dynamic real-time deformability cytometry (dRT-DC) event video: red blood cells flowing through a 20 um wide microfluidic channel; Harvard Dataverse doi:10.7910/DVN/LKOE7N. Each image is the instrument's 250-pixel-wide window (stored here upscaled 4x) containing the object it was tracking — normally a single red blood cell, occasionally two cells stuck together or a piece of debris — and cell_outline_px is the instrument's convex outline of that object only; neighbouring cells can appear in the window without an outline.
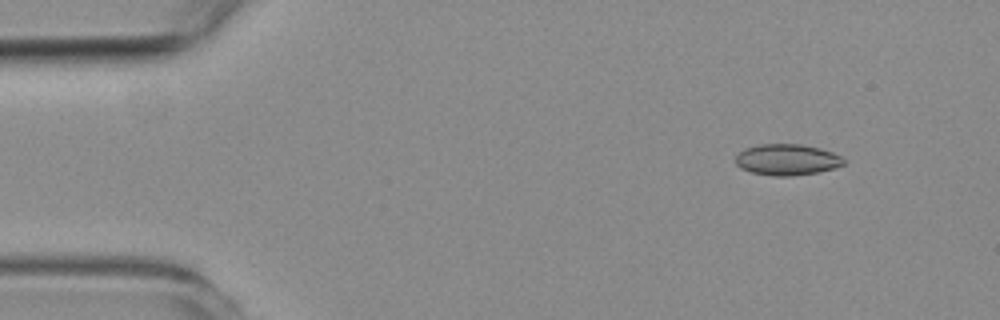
{"species": "common noctule bat (a hibernating species)", "species_latin": "Nyctalus noctula", "temperature_condition": "room temperature", "stored_images_in_passage": 56, "camera_frame_rate_fps": 3000, "um_per_image_px": 0.085, "animal": {"sex": "female", "body_mass_g": 19.3, "forearm_length_mm": 54.1}, "frame": {"image": 1, "passage_image": 6, "time_ms": 1.667, "image_size_px": [1000, 320], "cell_outline_px": [[844, 164], [832, 168], [816, 172], [792, 176], [772, 176], [752, 172], [740, 168], [736, 164], [736, 156], [744, 148], [760, 144], [800, 144], [820, 148], [832, 152], [840, 156], [844, 160]], "centroid_in_image_um": [66.86, 13.57], "position_along_channel_um": 18.1, "area_um2": 19.48}}
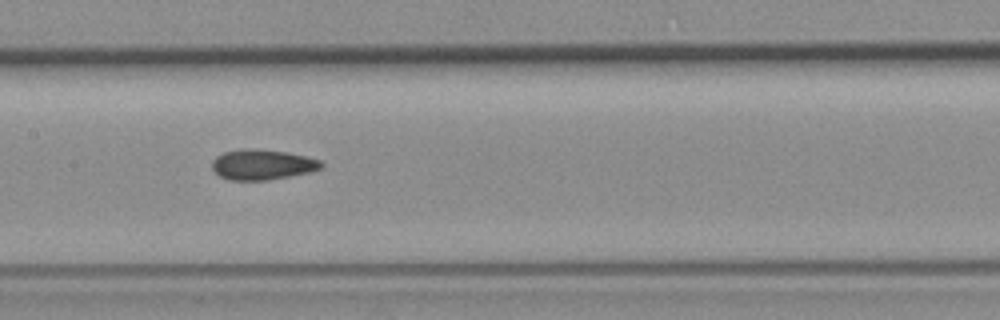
{"frame": {"image": 2, "passage_image": 27, "time_ms": 8.667, "image_size_px": [1000, 320], "cell_outline_px": [[324, 164], [320, 168], [308, 172], [268, 180], [228, 180], [220, 176], [212, 168], [212, 160], [216, 156], [224, 152], [240, 148], [248, 148], [284, 152], [304, 156], [320, 160]], "centroid_in_image_um": [22.24, 13.99], "position_along_channel_um": 185.2, "area_um2": 19.07}}
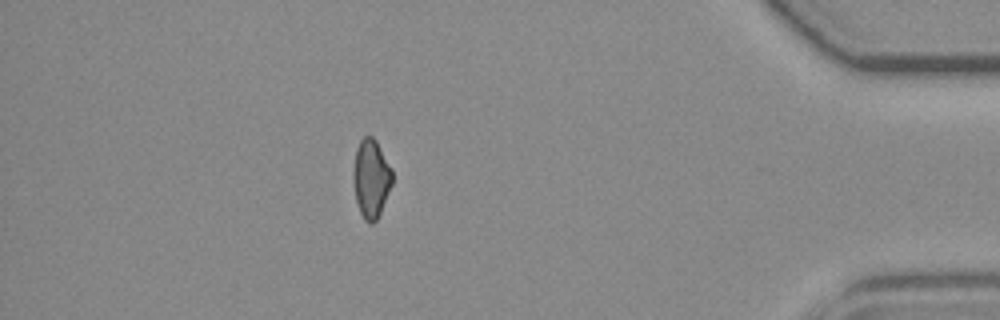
{"frame": {"image": 3, "passage_image": 49, "time_ms": 16.0, "image_size_px": [1000, 320], "cell_outline_px": [[392, 184], [380, 212], [376, 220], [372, 224], [368, 224], [364, 220], [360, 212], [356, 200], [352, 180], [352, 172], [356, 148], [360, 140], [364, 136], [372, 136], [376, 140], [392, 168]], "centroid_in_image_um": [31.52, 15.16], "position_along_channel_um": 403.7, "area_um2": 17.98}, "authors_computed_cell_mechanics": {"area_um2": 18.9584, "velocity_mm_per_s": 3.6664, "shape_relaxation_time_tau1_ms": null, "shape_relaxation_time_tau2_ms": 3.4296, "deformation_change_tau1": null, "deformation_change_tau2": 0.0902}}